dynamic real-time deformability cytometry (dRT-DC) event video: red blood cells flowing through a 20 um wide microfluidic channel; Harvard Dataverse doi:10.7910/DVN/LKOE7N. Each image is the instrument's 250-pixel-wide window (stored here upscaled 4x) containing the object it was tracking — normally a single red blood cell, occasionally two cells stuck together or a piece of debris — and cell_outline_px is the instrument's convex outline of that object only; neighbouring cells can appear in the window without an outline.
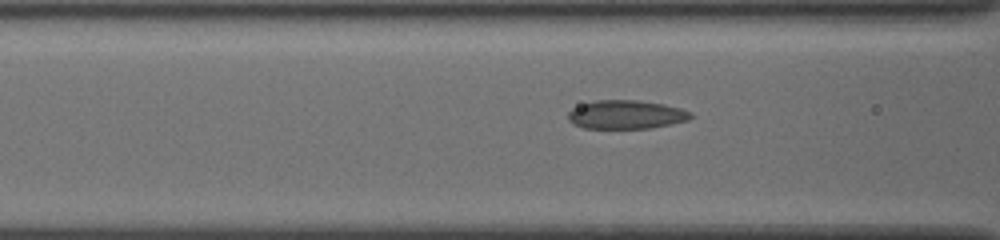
{"species": "common noctule bat (a hibernating species)", "species_latin": "Nyctalus noctula", "temperature_condition": "cold", "stored_images_in_passage": 39, "camera_frame_rate_fps": 3000, "um_per_image_px": 0.085, "animal": {"sex": "female", "body_mass_g": 19.5, "forearm_length_mm": 54.1}, "frame": {"image": 1, "passage_image": 13, "time_ms": 4.0, "image_size_px": [1000, 240], "cell_outline_px": [[692, 116], [688, 120], [672, 124], [652, 128], [584, 128], [572, 124], [568, 120], [568, 112], [572, 108], [580, 104], [592, 100], [640, 100], [664, 104], [680, 108], [692, 112]], "centroid_in_image_um": [53.2, 9.73], "position_along_channel_um": 113.4, "area_um2": 20.75}}
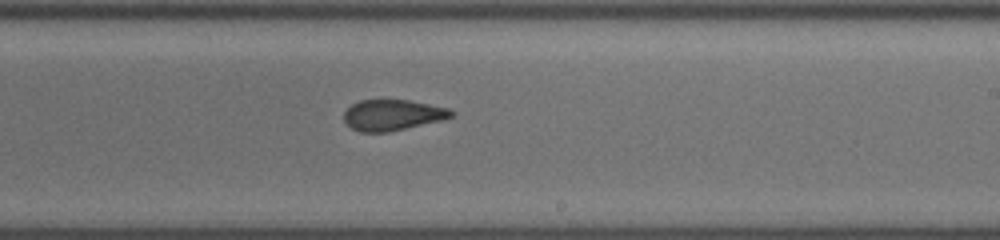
{"frame": {"image": 2, "passage_image": 24, "time_ms": 7.667, "image_size_px": [1000, 240], "cell_outline_px": [[456, 112], [452, 116], [440, 120], [388, 132], [360, 132], [352, 128], [344, 120], [344, 112], [352, 104], [360, 100], [408, 100], [448, 108]], "centroid_in_image_um": [33.35, 9.77], "position_along_channel_um": 255.7, "area_um2": 19.02}}
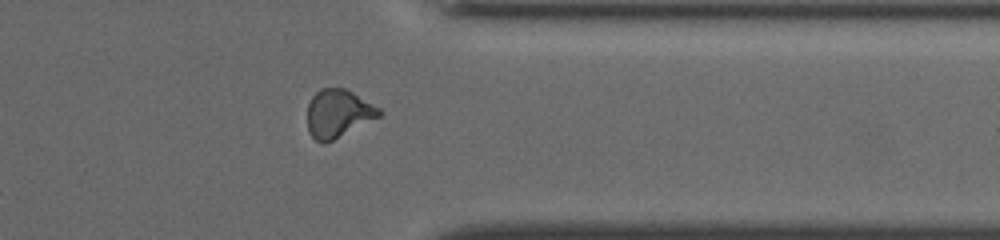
{"frame": {"image": 3, "passage_image": 34, "time_ms": 11.0, "image_size_px": [1000, 240], "cell_outline_px": [[384, 112], [380, 116], [324, 144], [316, 140], [308, 132], [308, 104], [312, 96], [320, 88], [344, 88], [352, 92], [380, 108]], "centroid_in_image_um": [28.73, 9.64], "position_along_channel_um": 382.7, "area_um2": 19.88}}